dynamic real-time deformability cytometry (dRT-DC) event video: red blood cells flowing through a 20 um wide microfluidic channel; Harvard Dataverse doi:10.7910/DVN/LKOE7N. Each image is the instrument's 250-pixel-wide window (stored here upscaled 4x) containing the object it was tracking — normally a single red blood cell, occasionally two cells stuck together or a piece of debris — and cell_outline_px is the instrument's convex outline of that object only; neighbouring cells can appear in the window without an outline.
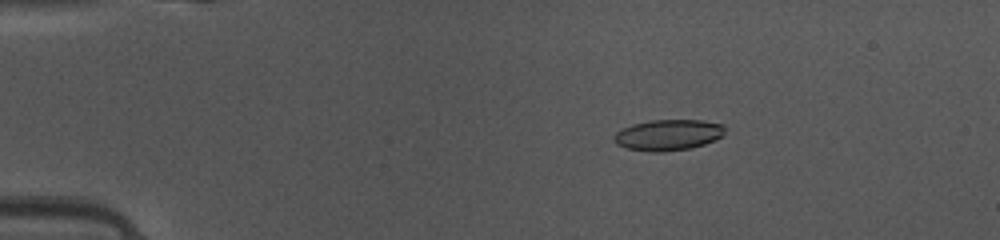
{"species": "common noctule bat (a hibernating species)", "species_latin": "Nyctalus noctula", "temperature_condition": "warm", "stored_images_in_passage": 49, "camera_frame_rate_fps": 3000, "um_per_image_px": 0.085, "animal": {"sex": "female", "body_mass_g": 10.0, "forearm_length_mm": 53.1}, "frame": {"image": 1, "passage_image": 9, "time_ms": 2.667, "image_size_px": [1000, 240], "cell_outline_px": [[724, 132], [720, 136], [704, 144], [692, 148], [660, 152], [648, 152], [628, 148], [616, 144], [612, 140], [612, 136], [616, 132], [632, 124], [652, 120], [704, 120], [724, 124]], "centroid_in_image_um": [56.76, 11.47], "position_along_channel_um": 28.2, "area_um2": 20.0}}
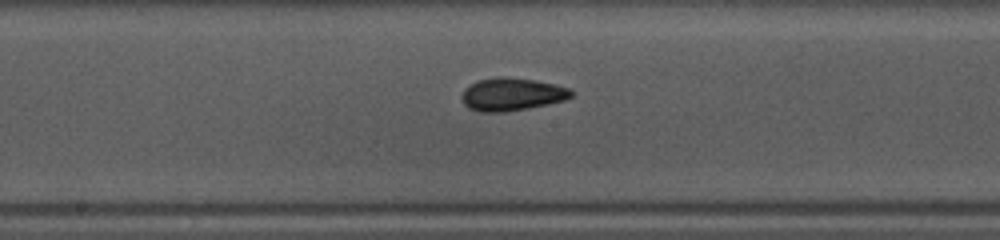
{"frame": {"image": 2, "passage_image": 26, "time_ms": 8.333, "image_size_px": [1000, 240], "cell_outline_px": [[572, 96], [564, 100], [548, 104], [528, 108], [504, 112], [480, 112], [468, 108], [464, 104], [460, 96], [464, 88], [476, 80], [504, 76], [536, 80], [568, 88], [572, 92]], "centroid_in_image_um": [43.44, 8.01], "position_along_channel_um": 204.8, "area_um2": 20.98}}
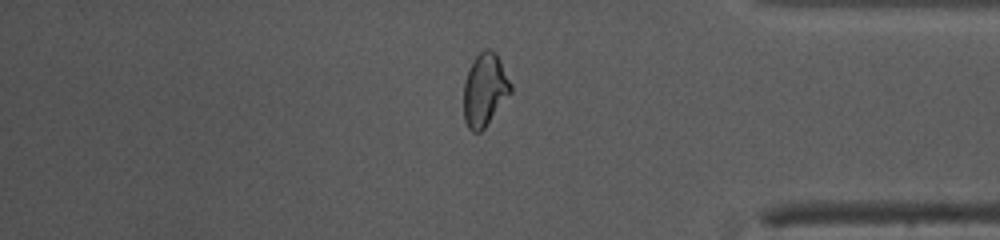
{"frame": {"image": 3, "passage_image": 41, "time_ms": 13.333, "image_size_px": [1000, 240], "cell_outline_px": [[512, 92], [484, 128], [480, 132], [472, 132], [468, 128], [464, 120], [464, 84], [472, 60], [484, 48], [488, 48], [496, 52], [512, 84]], "centroid_in_image_um": [41.21, 7.62], "position_along_channel_um": 394.0, "area_um2": 20.0}, "authors_computed_cell_mechanics": {"area_um2": 19.7676, "velocity_mm_per_s": 4.1426, "shape_relaxation_time_tau1_ms": null, "shape_relaxation_time_tau2_ms": 2.893, "deformation_change_tau1": null, "deformation_change_tau2": 0.0503}}